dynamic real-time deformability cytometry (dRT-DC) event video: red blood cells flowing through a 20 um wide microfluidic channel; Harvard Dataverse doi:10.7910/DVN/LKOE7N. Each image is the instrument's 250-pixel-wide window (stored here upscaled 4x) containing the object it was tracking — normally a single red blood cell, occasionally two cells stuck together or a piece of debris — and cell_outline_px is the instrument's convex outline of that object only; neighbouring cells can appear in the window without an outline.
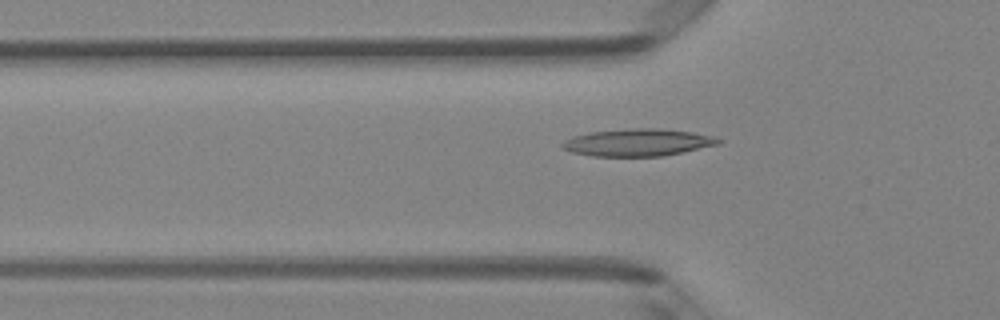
{"species": "Egyptian fruit bat (a non-hibernating species)", "species_latin": "Rousettus aegyptiacus", "temperature_condition": "room temperature", "stored_images_in_passage": 48, "camera_frame_rate_fps": 3000, "um_per_image_px": 0.085, "animal": {"sex": "female"}, "frame": {"image": 1, "passage_image": 16, "time_ms": 5.0, "image_size_px": [1000, 320], "cell_outline_px": [[724, 140], [720, 144], [664, 156], [592, 156], [572, 152], [560, 148], [560, 144], [564, 140], [572, 136], [592, 132], [632, 128], [656, 128], [692, 132], [716, 136]], "centroid_in_image_um": [54.23, 12.11], "position_along_channel_um": 71.6, "area_um2": 24.97}}
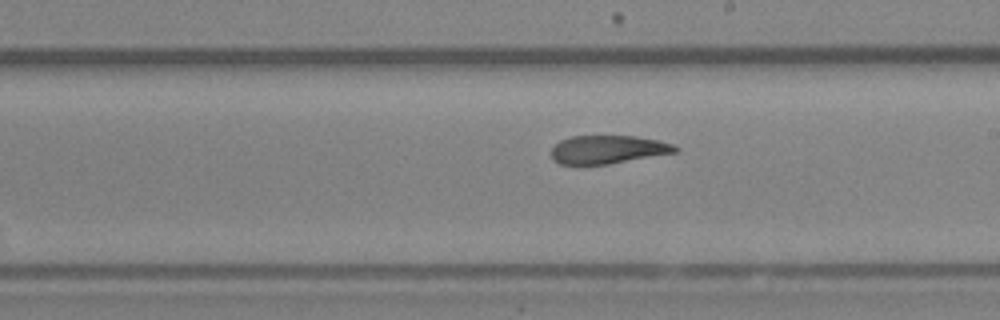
{"frame": {"image": 2, "passage_image": 28, "time_ms": 9.0, "image_size_px": [1000, 320], "cell_outline_px": [[680, 148], [676, 152], [608, 164], [560, 164], [552, 160], [552, 148], [560, 140], [572, 136], [636, 136], [656, 140], [672, 144]], "centroid_in_image_um": [51.65, 12.7], "position_along_channel_um": 237.4, "area_um2": 20.23}}
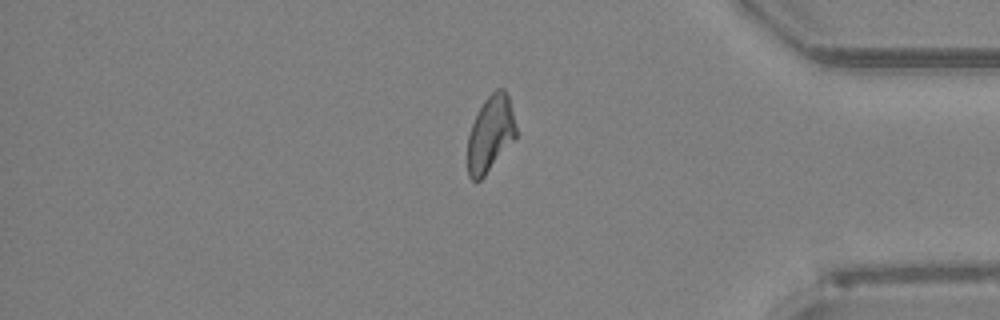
{"frame": {"image": 3, "passage_image": 41, "time_ms": 13.333, "image_size_px": [1000, 320], "cell_outline_px": [[516, 136], [484, 176], [480, 180], [472, 180], [468, 176], [468, 136], [472, 124], [484, 100], [496, 88], [504, 88], [508, 96], [516, 128]], "centroid_in_image_um": [41.67, 11.36], "position_along_channel_um": 393.5, "area_um2": 20.92}, "authors_computed_cell_mechanics": {"area_um2": 22.7732, "velocity_mm_per_s": 4.1598, "shape_relaxation_time_tau1_ms": null, "shape_relaxation_time_tau2_ms": 2.6752, "deformation_change_tau1": null, "deformation_change_tau2": 0.1005}}